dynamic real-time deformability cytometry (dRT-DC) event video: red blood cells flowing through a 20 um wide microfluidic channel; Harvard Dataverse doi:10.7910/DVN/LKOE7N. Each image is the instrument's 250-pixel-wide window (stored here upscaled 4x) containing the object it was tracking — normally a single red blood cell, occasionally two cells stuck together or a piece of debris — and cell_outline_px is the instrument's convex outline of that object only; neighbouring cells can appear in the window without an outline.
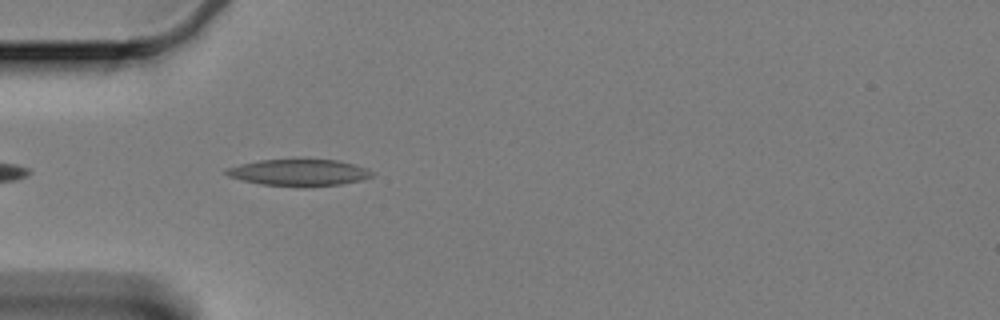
{"species": "Egyptian fruit bat (a non-hibernating species)", "species_latin": "Rousettus aegyptiacus", "temperature_condition": "cold", "stored_images_in_passage": 9, "camera_frame_rate_fps": 3000, "um_per_image_px": 0.085, "animal": {"sex": "female"}, "frame": {"image": 1, "passage_image": 3, "time_ms": 0.667, "image_size_px": [1000, 320], "cell_outline_px": [[376, 172], [372, 176], [360, 180], [340, 184], [260, 184], [228, 176], [224, 172], [224, 168], [240, 164], [260, 160], [300, 156], [340, 160], [368, 168]], "centroid_in_image_um": [25.43, 14.56], "position_along_channel_um": 59.6, "area_um2": 22.83}}
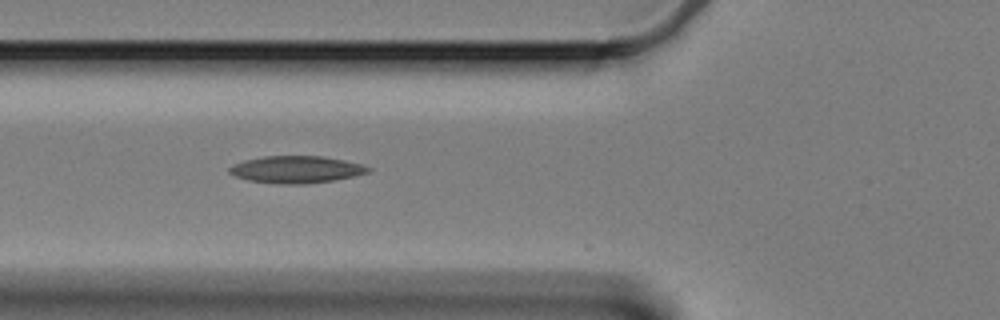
{"frame": {"image": 2, "passage_image": 7, "time_ms": 2.0, "image_size_px": [1000, 320], "cell_outline_px": [[372, 168], [368, 172], [352, 176], [332, 180], [304, 184], [276, 184], [248, 180], [236, 176], [228, 172], [228, 168], [232, 164], [244, 160], [264, 156], [324, 156], [364, 164]], "centroid_in_image_um": [25.16, 14.4], "position_along_channel_um": 100.6, "area_um2": 21.96}}